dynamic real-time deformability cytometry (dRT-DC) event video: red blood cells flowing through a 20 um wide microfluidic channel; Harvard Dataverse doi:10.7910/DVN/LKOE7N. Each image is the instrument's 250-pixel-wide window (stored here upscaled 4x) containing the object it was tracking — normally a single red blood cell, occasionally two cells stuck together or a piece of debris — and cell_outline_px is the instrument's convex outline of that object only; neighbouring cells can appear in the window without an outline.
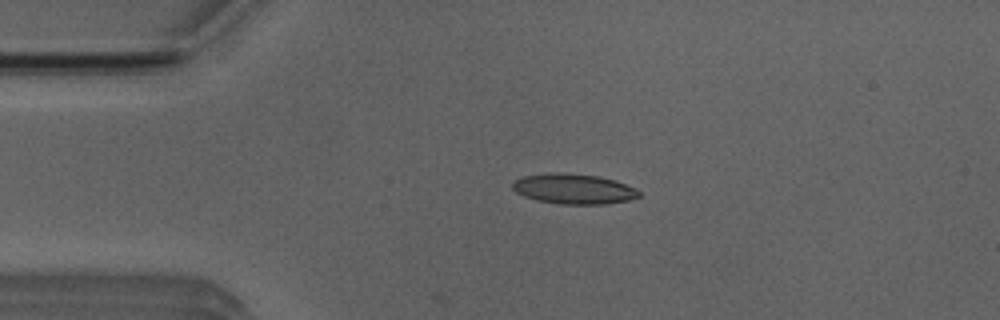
{"species": "Egyptian fruit bat (a non-hibernating species)", "species_latin": "Rousettus aegyptiacus", "temperature_condition": "room temperature", "stored_images_in_passage": 2, "camera_frame_rate_fps": 3000, "um_per_image_px": 0.085, "animal": {"sex": "male"}, "frame": {"image": 1, "passage_image": 2, "time_ms": 1.333, "image_size_px": [1000, 320], "cell_outline_px": [[640, 196], [628, 200], [608, 204], [560, 204], [536, 200], [524, 196], [516, 192], [512, 188], [512, 184], [516, 180], [524, 176], [556, 172], [596, 176], [612, 180], [636, 188], [640, 192]], "centroid_in_image_um": [48.76, 16.07], "position_along_channel_um": 36.2, "area_um2": 21.96}}